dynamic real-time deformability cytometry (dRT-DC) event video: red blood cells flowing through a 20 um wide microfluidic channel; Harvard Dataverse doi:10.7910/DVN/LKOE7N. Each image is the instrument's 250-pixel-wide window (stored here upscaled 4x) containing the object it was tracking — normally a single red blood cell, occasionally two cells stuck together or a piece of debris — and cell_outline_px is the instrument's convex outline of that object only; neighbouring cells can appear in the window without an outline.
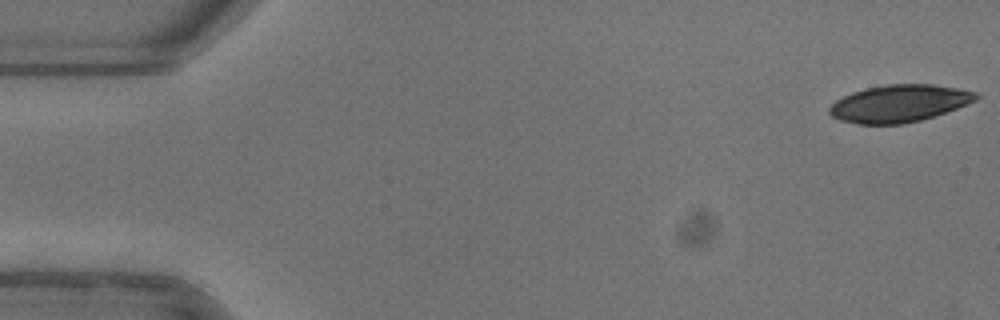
{"species": "common noctule bat (a hibernating species)", "species_latin": "Nyctalus noctula", "temperature_condition": "warm", "stored_images_in_passage": 8, "segment_of_instrument_passage": [1, 2], "camera_frame_rate_fps": 3000, "um_per_image_px": 0.085, "animal": {"sex": "female"}, "frame": {"image": 1, "passage_image": 1, "time_ms": 0.0, "image_size_px": [1000, 320], "cell_outline_px": [[980, 96], [976, 100], [968, 104], [920, 120], [900, 124], [860, 124], [840, 120], [832, 116], [828, 112], [828, 108], [836, 100], [852, 92], [864, 88], [888, 84], [932, 84], [956, 88], [976, 92]], "centroid_in_image_um": [76.41, 8.78], "position_along_channel_um": 8.6, "area_um2": 31.62}}